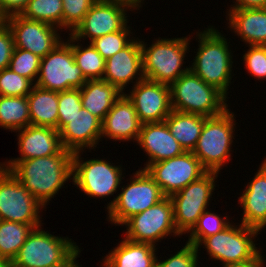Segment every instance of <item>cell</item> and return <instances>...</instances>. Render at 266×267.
<instances>
[{
	"mask_svg": "<svg viewBox=\"0 0 266 267\" xmlns=\"http://www.w3.org/2000/svg\"><path fill=\"white\" fill-rule=\"evenodd\" d=\"M80 247L69 237L50 234L41 226L33 228L12 267H71L80 256Z\"/></svg>",
	"mask_w": 266,
	"mask_h": 267,
	"instance_id": "obj_3",
	"label": "cell"
},
{
	"mask_svg": "<svg viewBox=\"0 0 266 267\" xmlns=\"http://www.w3.org/2000/svg\"><path fill=\"white\" fill-rule=\"evenodd\" d=\"M219 174L207 171L199 179L169 196L173 205L174 224L181 235L187 234L209 208Z\"/></svg>",
	"mask_w": 266,
	"mask_h": 267,
	"instance_id": "obj_11",
	"label": "cell"
},
{
	"mask_svg": "<svg viewBox=\"0 0 266 267\" xmlns=\"http://www.w3.org/2000/svg\"><path fill=\"white\" fill-rule=\"evenodd\" d=\"M44 209L10 170L0 164V220L29 224L36 228L44 224L40 215Z\"/></svg>",
	"mask_w": 266,
	"mask_h": 267,
	"instance_id": "obj_12",
	"label": "cell"
},
{
	"mask_svg": "<svg viewBox=\"0 0 266 267\" xmlns=\"http://www.w3.org/2000/svg\"><path fill=\"white\" fill-rule=\"evenodd\" d=\"M128 6L107 0H96L82 22L71 35L79 41L89 40L88 43L106 34L122 30L128 23Z\"/></svg>",
	"mask_w": 266,
	"mask_h": 267,
	"instance_id": "obj_15",
	"label": "cell"
},
{
	"mask_svg": "<svg viewBox=\"0 0 266 267\" xmlns=\"http://www.w3.org/2000/svg\"><path fill=\"white\" fill-rule=\"evenodd\" d=\"M35 84L10 68L0 70V96H27Z\"/></svg>",
	"mask_w": 266,
	"mask_h": 267,
	"instance_id": "obj_36",
	"label": "cell"
},
{
	"mask_svg": "<svg viewBox=\"0 0 266 267\" xmlns=\"http://www.w3.org/2000/svg\"><path fill=\"white\" fill-rule=\"evenodd\" d=\"M261 48L266 52V40L260 44Z\"/></svg>",
	"mask_w": 266,
	"mask_h": 267,
	"instance_id": "obj_48",
	"label": "cell"
},
{
	"mask_svg": "<svg viewBox=\"0 0 266 267\" xmlns=\"http://www.w3.org/2000/svg\"><path fill=\"white\" fill-rule=\"evenodd\" d=\"M131 30H133L132 27L127 24L122 30L96 38L90 43L97 52L107 60L125 48L134 38H136V36H133Z\"/></svg>",
	"mask_w": 266,
	"mask_h": 267,
	"instance_id": "obj_34",
	"label": "cell"
},
{
	"mask_svg": "<svg viewBox=\"0 0 266 267\" xmlns=\"http://www.w3.org/2000/svg\"><path fill=\"white\" fill-rule=\"evenodd\" d=\"M103 80L115 86L121 93L129 84L145 79L143 74L140 39L134 38L125 48L105 60ZM135 80V81H134Z\"/></svg>",
	"mask_w": 266,
	"mask_h": 267,
	"instance_id": "obj_18",
	"label": "cell"
},
{
	"mask_svg": "<svg viewBox=\"0 0 266 267\" xmlns=\"http://www.w3.org/2000/svg\"><path fill=\"white\" fill-rule=\"evenodd\" d=\"M230 108L223 113L207 117L192 153L207 171L221 172L232 160V145L235 140L236 120ZM234 139V140H233ZM229 160V161H228Z\"/></svg>",
	"mask_w": 266,
	"mask_h": 267,
	"instance_id": "obj_6",
	"label": "cell"
},
{
	"mask_svg": "<svg viewBox=\"0 0 266 267\" xmlns=\"http://www.w3.org/2000/svg\"><path fill=\"white\" fill-rule=\"evenodd\" d=\"M41 58L32 52L24 49L14 48L9 68L23 76L30 79L34 84L36 83Z\"/></svg>",
	"mask_w": 266,
	"mask_h": 267,
	"instance_id": "obj_35",
	"label": "cell"
},
{
	"mask_svg": "<svg viewBox=\"0 0 266 267\" xmlns=\"http://www.w3.org/2000/svg\"><path fill=\"white\" fill-rule=\"evenodd\" d=\"M6 24V16L0 11V28Z\"/></svg>",
	"mask_w": 266,
	"mask_h": 267,
	"instance_id": "obj_47",
	"label": "cell"
},
{
	"mask_svg": "<svg viewBox=\"0 0 266 267\" xmlns=\"http://www.w3.org/2000/svg\"><path fill=\"white\" fill-rule=\"evenodd\" d=\"M249 49L244 50L242 61H244V69H247L248 75L253 76L257 80H266V52L260 45H248Z\"/></svg>",
	"mask_w": 266,
	"mask_h": 267,
	"instance_id": "obj_40",
	"label": "cell"
},
{
	"mask_svg": "<svg viewBox=\"0 0 266 267\" xmlns=\"http://www.w3.org/2000/svg\"><path fill=\"white\" fill-rule=\"evenodd\" d=\"M266 259L263 256V254H261L255 261L248 263V264H244V265H235V266H226V267H265V262Z\"/></svg>",
	"mask_w": 266,
	"mask_h": 267,
	"instance_id": "obj_45",
	"label": "cell"
},
{
	"mask_svg": "<svg viewBox=\"0 0 266 267\" xmlns=\"http://www.w3.org/2000/svg\"><path fill=\"white\" fill-rule=\"evenodd\" d=\"M83 151L73 153L72 157V182L80 192H84L93 199L114 197L119 191L122 180L125 178V168L120 164L112 163L107 159L81 157ZM85 159V161L83 160ZM124 169V170H123Z\"/></svg>",
	"mask_w": 266,
	"mask_h": 267,
	"instance_id": "obj_9",
	"label": "cell"
},
{
	"mask_svg": "<svg viewBox=\"0 0 266 267\" xmlns=\"http://www.w3.org/2000/svg\"><path fill=\"white\" fill-rule=\"evenodd\" d=\"M20 157L9 160H27L58 154L62 149L59 131L52 127L29 125L14 131Z\"/></svg>",
	"mask_w": 266,
	"mask_h": 267,
	"instance_id": "obj_23",
	"label": "cell"
},
{
	"mask_svg": "<svg viewBox=\"0 0 266 267\" xmlns=\"http://www.w3.org/2000/svg\"><path fill=\"white\" fill-rule=\"evenodd\" d=\"M172 110L212 117L228 109V98L191 70L169 85Z\"/></svg>",
	"mask_w": 266,
	"mask_h": 267,
	"instance_id": "obj_7",
	"label": "cell"
},
{
	"mask_svg": "<svg viewBox=\"0 0 266 267\" xmlns=\"http://www.w3.org/2000/svg\"><path fill=\"white\" fill-rule=\"evenodd\" d=\"M137 145L148 156L145 167L149 164L179 156L185 152L180 143L170 133L165 122L143 123Z\"/></svg>",
	"mask_w": 266,
	"mask_h": 267,
	"instance_id": "obj_21",
	"label": "cell"
},
{
	"mask_svg": "<svg viewBox=\"0 0 266 267\" xmlns=\"http://www.w3.org/2000/svg\"><path fill=\"white\" fill-rule=\"evenodd\" d=\"M73 153L64 148L55 155L27 160H5L0 164L45 207L70 180Z\"/></svg>",
	"mask_w": 266,
	"mask_h": 267,
	"instance_id": "obj_1",
	"label": "cell"
},
{
	"mask_svg": "<svg viewBox=\"0 0 266 267\" xmlns=\"http://www.w3.org/2000/svg\"><path fill=\"white\" fill-rule=\"evenodd\" d=\"M143 169L159 185L166 197L183 189L207 172L192 151H185L179 156L149 164Z\"/></svg>",
	"mask_w": 266,
	"mask_h": 267,
	"instance_id": "obj_14",
	"label": "cell"
},
{
	"mask_svg": "<svg viewBox=\"0 0 266 267\" xmlns=\"http://www.w3.org/2000/svg\"><path fill=\"white\" fill-rule=\"evenodd\" d=\"M202 31H197L196 40L198 48L193 58L190 70L205 83L217 88L228 99L232 83L233 53L229 48L230 41L225 38L215 26H207Z\"/></svg>",
	"mask_w": 266,
	"mask_h": 267,
	"instance_id": "obj_2",
	"label": "cell"
},
{
	"mask_svg": "<svg viewBox=\"0 0 266 267\" xmlns=\"http://www.w3.org/2000/svg\"><path fill=\"white\" fill-rule=\"evenodd\" d=\"M126 91L142 123L164 122L172 112L168 84L143 79Z\"/></svg>",
	"mask_w": 266,
	"mask_h": 267,
	"instance_id": "obj_17",
	"label": "cell"
},
{
	"mask_svg": "<svg viewBox=\"0 0 266 267\" xmlns=\"http://www.w3.org/2000/svg\"><path fill=\"white\" fill-rule=\"evenodd\" d=\"M62 0H29L20 16L44 22L62 30Z\"/></svg>",
	"mask_w": 266,
	"mask_h": 267,
	"instance_id": "obj_32",
	"label": "cell"
},
{
	"mask_svg": "<svg viewBox=\"0 0 266 267\" xmlns=\"http://www.w3.org/2000/svg\"><path fill=\"white\" fill-rule=\"evenodd\" d=\"M128 6L133 12L143 7L144 0H107Z\"/></svg>",
	"mask_w": 266,
	"mask_h": 267,
	"instance_id": "obj_44",
	"label": "cell"
},
{
	"mask_svg": "<svg viewBox=\"0 0 266 267\" xmlns=\"http://www.w3.org/2000/svg\"><path fill=\"white\" fill-rule=\"evenodd\" d=\"M232 222L221 232L204 238L197 246L204 248L209 260L221 262L222 267L244 265L255 261L263 252L255 241L261 232L253 227ZM254 240V241H253Z\"/></svg>",
	"mask_w": 266,
	"mask_h": 267,
	"instance_id": "obj_5",
	"label": "cell"
},
{
	"mask_svg": "<svg viewBox=\"0 0 266 267\" xmlns=\"http://www.w3.org/2000/svg\"><path fill=\"white\" fill-rule=\"evenodd\" d=\"M0 267H12V265L9 260L0 258Z\"/></svg>",
	"mask_w": 266,
	"mask_h": 267,
	"instance_id": "obj_46",
	"label": "cell"
},
{
	"mask_svg": "<svg viewBox=\"0 0 266 267\" xmlns=\"http://www.w3.org/2000/svg\"><path fill=\"white\" fill-rule=\"evenodd\" d=\"M14 48L13 35L7 24H5L0 28V70L9 68Z\"/></svg>",
	"mask_w": 266,
	"mask_h": 267,
	"instance_id": "obj_41",
	"label": "cell"
},
{
	"mask_svg": "<svg viewBox=\"0 0 266 267\" xmlns=\"http://www.w3.org/2000/svg\"><path fill=\"white\" fill-rule=\"evenodd\" d=\"M82 108L80 89L58 92V131L66 125L67 119L73 117Z\"/></svg>",
	"mask_w": 266,
	"mask_h": 267,
	"instance_id": "obj_38",
	"label": "cell"
},
{
	"mask_svg": "<svg viewBox=\"0 0 266 267\" xmlns=\"http://www.w3.org/2000/svg\"><path fill=\"white\" fill-rule=\"evenodd\" d=\"M101 133L102 121L82 107L73 117L67 119V125L59 135L63 148L76 153L86 152L85 149L95 151L101 141Z\"/></svg>",
	"mask_w": 266,
	"mask_h": 267,
	"instance_id": "obj_19",
	"label": "cell"
},
{
	"mask_svg": "<svg viewBox=\"0 0 266 267\" xmlns=\"http://www.w3.org/2000/svg\"><path fill=\"white\" fill-rule=\"evenodd\" d=\"M238 197L243 214L240 223L258 229L266 227V157Z\"/></svg>",
	"mask_w": 266,
	"mask_h": 267,
	"instance_id": "obj_22",
	"label": "cell"
},
{
	"mask_svg": "<svg viewBox=\"0 0 266 267\" xmlns=\"http://www.w3.org/2000/svg\"><path fill=\"white\" fill-rule=\"evenodd\" d=\"M29 125L27 96H0V128L14 132Z\"/></svg>",
	"mask_w": 266,
	"mask_h": 267,
	"instance_id": "obj_29",
	"label": "cell"
},
{
	"mask_svg": "<svg viewBox=\"0 0 266 267\" xmlns=\"http://www.w3.org/2000/svg\"><path fill=\"white\" fill-rule=\"evenodd\" d=\"M148 243L122 238L102 259L101 267H156L157 250Z\"/></svg>",
	"mask_w": 266,
	"mask_h": 267,
	"instance_id": "obj_25",
	"label": "cell"
},
{
	"mask_svg": "<svg viewBox=\"0 0 266 267\" xmlns=\"http://www.w3.org/2000/svg\"><path fill=\"white\" fill-rule=\"evenodd\" d=\"M142 124L132 101L123 93L102 121L101 142L104 137L116 142L137 143Z\"/></svg>",
	"mask_w": 266,
	"mask_h": 267,
	"instance_id": "obj_20",
	"label": "cell"
},
{
	"mask_svg": "<svg viewBox=\"0 0 266 267\" xmlns=\"http://www.w3.org/2000/svg\"><path fill=\"white\" fill-rule=\"evenodd\" d=\"M230 224L228 215L223 217L210 209H206L187 233L188 240L186 242L196 247L204 238L221 232Z\"/></svg>",
	"mask_w": 266,
	"mask_h": 267,
	"instance_id": "obj_33",
	"label": "cell"
},
{
	"mask_svg": "<svg viewBox=\"0 0 266 267\" xmlns=\"http://www.w3.org/2000/svg\"><path fill=\"white\" fill-rule=\"evenodd\" d=\"M82 107L104 120L115 101L123 94L103 79L87 80L80 88Z\"/></svg>",
	"mask_w": 266,
	"mask_h": 267,
	"instance_id": "obj_26",
	"label": "cell"
},
{
	"mask_svg": "<svg viewBox=\"0 0 266 267\" xmlns=\"http://www.w3.org/2000/svg\"><path fill=\"white\" fill-rule=\"evenodd\" d=\"M233 3L229 9L266 8V0H235Z\"/></svg>",
	"mask_w": 266,
	"mask_h": 267,
	"instance_id": "obj_43",
	"label": "cell"
},
{
	"mask_svg": "<svg viewBox=\"0 0 266 267\" xmlns=\"http://www.w3.org/2000/svg\"><path fill=\"white\" fill-rule=\"evenodd\" d=\"M29 0H0V11L6 16L20 14Z\"/></svg>",
	"mask_w": 266,
	"mask_h": 267,
	"instance_id": "obj_42",
	"label": "cell"
},
{
	"mask_svg": "<svg viewBox=\"0 0 266 267\" xmlns=\"http://www.w3.org/2000/svg\"><path fill=\"white\" fill-rule=\"evenodd\" d=\"M96 0H62V31L71 34L82 22L84 16L90 10Z\"/></svg>",
	"mask_w": 266,
	"mask_h": 267,
	"instance_id": "obj_37",
	"label": "cell"
},
{
	"mask_svg": "<svg viewBox=\"0 0 266 267\" xmlns=\"http://www.w3.org/2000/svg\"><path fill=\"white\" fill-rule=\"evenodd\" d=\"M132 174L130 183L121 185V192H117L116 197L105 207L108 213L106 219L111 225L122 226L132 216L156 205L166 197L146 170L138 169Z\"/></svg>",
	"mask_w": 266,
	"mask_h": 267,
	"instance_id": "obj_8",
	"label": "cell"
},
{
	"mask_svg": "<svg viewBox=\"0 0 266 267\" xmlns=\"http://www.w3.org/2000/svg\"><path fill=\"white\" fill-rule=\"evenodd\" d=\"M6 24L13 35L15 48L28 50L40 58L45 57L63 40L62 30L57 27L26 19L19 14L6 17Z\"/></svg>",
	"mask_w": 266,
	"mask_h": 267,
	"instance_id": "obj_16",
	"label": "cell"
},
{
	"mask_svg": "<svg viewBox=\"0 0 266 267\" xmlns=\"http://www.w3.org/2000/svg\"><path fill=\"white\" fill-rule=\"evenodd\" d=\"M27 98L31 125L58 130V92L35 85Z\"/></svg>",
	"mask_w": 266,
	"mask_h": 267,
	"instance_id": "obj_27",
	"label": "cell"
},
{
	"mask_svg": "<svg viewBox=\"0 0 266 267\" xmlns=\"http://www.w3.org/2000/svg\"><path fill=\"white\" fill-rule=\"evenodd\" d=\"M77 43V44H76ZM81 41L72 36V53L75 63L80 67L87 80L102 79L105 70V59L91 43L84 47Z\"/></svg>",
	"mask_w": 266,
	"mask_h": 267,
	"instance_id": "obj_31",
	"label": "cell"
},
{
	"mask_svg": "<svg viewBox=\"0 0 266 267\" xmlns=\"http://www.w3.org/2000/svg\"><path fill=\"white\" fill-rule=\"evenodd\" d=\"M206 116L172 110L164 120L170 133L185 151H193L201 135Z\"/></svg>",
	"mask_w": 266,
	"mask_h": 267,
	"instance_id": "obj_28",
	"label": "cell"
},
{
	"mask_svg": "<svg viewBox=\"0 0 266 267\" xmlns=\"http://www.w3.org/2000/svg\"><path fill=\"white\" fill-rule=\"evenodd\" d=\"M189 36V37H188ZM180 38H156L149 45L140 39L143 74L145 79L170 85L190 70L186 63L190 35Z\"/></svg>",
	"mask_w": 266,
	"mask_h": 267,
	"instance_id": "obj_4",
	"label": "cell"
},
{
	"mask_svg": "<svg viewBox=\"0 0 266 267\" xmlns=\"http://www.w3.org/2000/svg\"><path fill=\"white\" fill-rule=\"evenodd\" d=\"M62 40L50 53L41 58L35 85L51 91L80 89L87 79L75 63L72 53V35Z\"/></svg>",
	"mask_w": 266,
	"mask_h": 267,
	"instance_id": "obj_10",
	"label": "cell"
},
{
	"mask_svg": "<svg viewBox=\"0 0 266 267\" xmlns=\"http://www.w3.org/2000/svg\"><path fill=\"white\" fill-rule=\"evenodd\" d=\"M32 230L29 224L0 220V258L12 262Z\"/></svg>",
	"mask_w": 266,
	"mask_h": 267,
	"instance_id": "obj_30",
	"label": "cell"
},
{
	"mask_svg": "<svg viewBox=\"0 0 266 267\" xmlns=\"http://www.w3.org/2000/svg\"><path fill=\"white\" fill-rule=\"evenodd\" d=\"M80 263L78 260L71 266V267H81L82 265H79Z\"/></svg>",
	"mask_w": 266,
	"mask_h": 267,
	"instance_id": "obj_49",
	"label": "cell"
},
{
	"mask_svg": "<svg viewBox=\"0 0 266 267\" xmlns=\"http://www.w3.org/2000/svg\"><path fill=\"white\" fill-rule=\"evenodd\" d=\"M125 226V238L139 243L158 246L163 239L181 237L174 224L173 205L170 197H165L156 205L129 218ZM157 242V243H156Z\"/></svg>",
	"mask_w": 266,
	"mask_h": 267,
	"instance_id": "obj_13",
	"label": "cell"
},
{
	"mask_svg": "<svg viewBox=\"0 0 266 267\" xmlns=\"http://www.w3.org/2000/svg\"><path fill=\"white\" fill-rule=\"evenodd\" d=\"M227 28L245 45H260L266 40V8L227 9Z\"/></svg>",
	"mask_w": 266,
	"mask_h": 267,
	"instance_id": "obj_24",
	"label": "cell"
},
{
	"mask_svg": "<svg viewBox=\"0 0 266 267\" xmlns=\"http://www.w3.org/2000/svg\"><path fill=\"white\" fill-rule=\"evenodd\" d=\"M197 248L190 243L185 242L179 251L171 254L169 258L156 260V267H200L199 254ZM199 265V266H198Z\"/></svg>",
	"mask_w": 266,
	"mask_h": 267,
	"instance_id": "obj_39",
	"label": "cell"
}]
</instances>
